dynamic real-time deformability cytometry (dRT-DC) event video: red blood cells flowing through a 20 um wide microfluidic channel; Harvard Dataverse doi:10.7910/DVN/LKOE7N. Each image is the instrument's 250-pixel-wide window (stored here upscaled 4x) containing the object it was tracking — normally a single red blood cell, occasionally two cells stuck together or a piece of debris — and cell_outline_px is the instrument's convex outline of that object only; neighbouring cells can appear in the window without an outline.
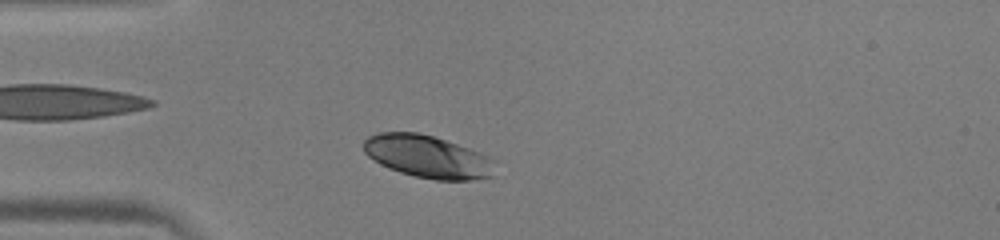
{"species": "human", "species_latin": "Homo sapiens", "temperature_condition": "warm", "stored_images_in_passage": 42, "camera_frame_rate_fps": 3000, "um_per_image_px": 0.085, "donor": {"sex": "male"}, "frame": {"image": 1, "passage_image": 5, "time_ms": 1.333, "image_size_px": [1000, 240], "cell_outline_px": [[492, 176], [472, 180], [436, 180], [412, 176], [388, 168], [380, 164], [368, 156], [364, 152], [364, 140], [368, 136], [380, 132], [416, 132], [432, 136], [468, 148], [488, 156]], "centroid_in_image_um": [36.25, 13.31], "position_along_channel_um": 48.7, "area_um2": 32.02}}
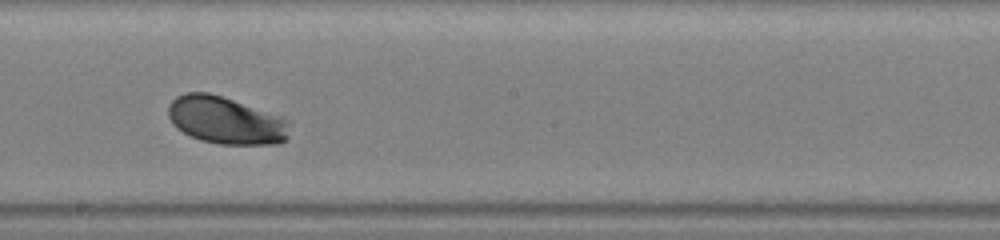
{"frame": {"image": 2, "passage_image": 20, "time_ms": 6.333, "image_size_px": [1000, 240], "cell_outline_px": [[288, 136], [284, 140], [276, 144], [216, 144], [200, 140], [176, 128], [172, 124], [168, 116], [168, 104], [176, 96], [184, 92], [208, 92], [284, 116], [288, 120]], "centroid_in_image_um": [19.17, 10.22], "position_along_channel_um": 229.0, "area_um2": 33.7}}
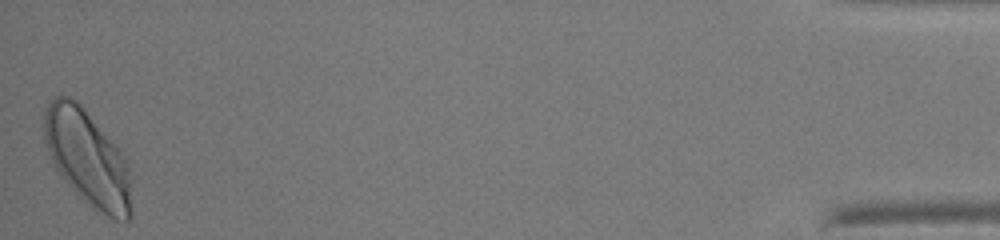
{"frame": {"image": 3, "passage_image": 42, "time_ms": 13.667, "image_size_px": [1000, 240], "cell_outline_px": [[132, 216], [128, 220], [116, 220], [92, 208], [68, 184], [56, 168], [48, 152], [44, 140], [44, 112], [48, 100], [56, 96], [68, 96], [76, 100], [84, 108], [128, 160], [132, 212]], "centroid_in_image_um": [7.44, 13.43], "position_along_channel_um": 427.8, "area_um2": 48.49}, "authors_computed_cell_mechanics": {"area_um2": 33.5818, "velocity_mm_per_s": 3.9692, "shape_relaxation_time_tau1_ms": 1.22, "shape_relaxation_time_tau2_ms": null, "deformation_change_tau1": 0.0957, "deformation_change_tau2": null}}